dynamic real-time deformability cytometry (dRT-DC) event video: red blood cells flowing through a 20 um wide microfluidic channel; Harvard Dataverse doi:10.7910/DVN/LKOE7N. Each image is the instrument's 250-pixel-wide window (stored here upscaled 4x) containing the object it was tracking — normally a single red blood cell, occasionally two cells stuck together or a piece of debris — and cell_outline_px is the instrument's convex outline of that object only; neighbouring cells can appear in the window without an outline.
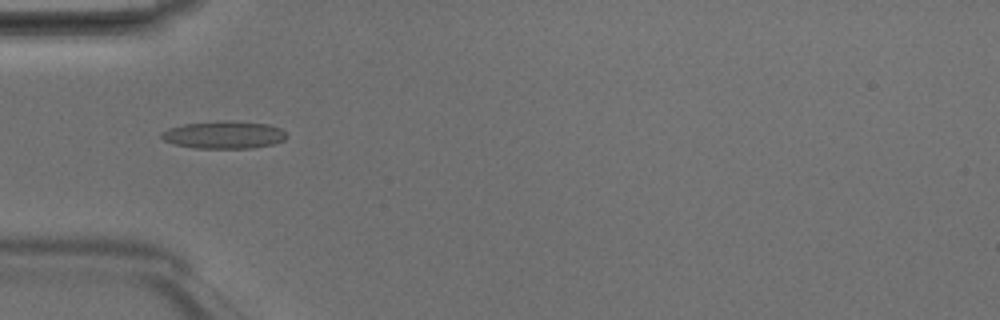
{"species": "Egyptian fruit bat (a non-hibernating species)", "species_latin": "Rousettus aegyptiacus", "temperature_condition": "room temperature", "stored_images_in_passage": 18, "camera_frame_rate_fps": 3000, "um_per_image_px": 0.085, "animal": {"sex": "male"}, "frame": {"image": 1, "passage_image": 15, "time_ms": 4.667, "image_size_px": [1000, 320], "cell_outline_px": [[288, 136], [284, 140], [272, 144], [252, 148], [196, 148], [176, 144], [164, 140], [160, 136], [160, 132], [168, 128], [184, 124], [220, 120], [236, 120], [268, 124], [280, 128]], "centroid_in_image_um": [19.04, 11.44], "position_along_channel_um": 66.0, "area_um2": 20.23}}